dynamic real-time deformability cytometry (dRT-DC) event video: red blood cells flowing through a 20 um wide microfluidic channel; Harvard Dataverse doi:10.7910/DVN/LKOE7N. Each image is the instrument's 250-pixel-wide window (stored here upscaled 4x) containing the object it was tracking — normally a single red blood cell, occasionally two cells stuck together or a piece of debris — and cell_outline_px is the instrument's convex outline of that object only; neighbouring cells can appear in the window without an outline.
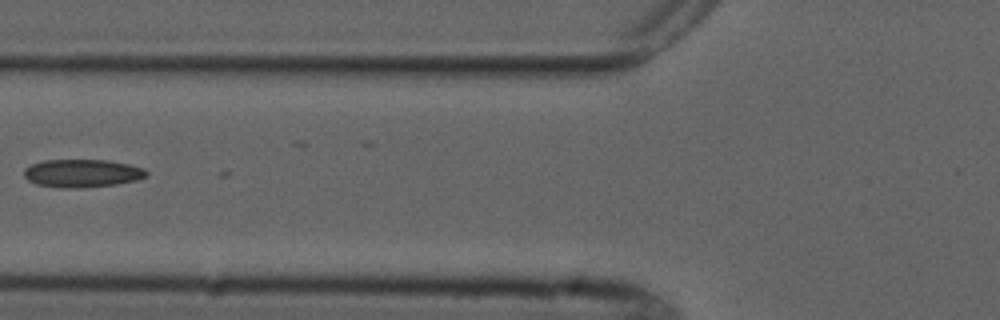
{"species": "common noctule bat (a hibernating species)", "species_latin": "Nyctalus noctula", "temperature_condition": "cold", "stored_images_in_passage": 5, "camera_frame_rate_fps": 3000, "um_per_image_px": 0.085, "animal": {"sex": "male", "forearm_length_mm": 52.5}, "frame": {"image": 1, "passage_image": 4, "time_ms": 4.333, "image_size_px": [1000, 320], "cell_outline_px": [[148, 176], [136, 180], [116, 184], [80, 188], [60, 188], [36, 184], [28, 180], [24, 176], [24, 168], [32, 164], [44, 160], [108, 160], [128, 164], [144, 168], [148, 172]], "centroid_in_image_um": [6.98, 14.73], "position_along_channel_um": 118.8, "area_um2": 20.06}}